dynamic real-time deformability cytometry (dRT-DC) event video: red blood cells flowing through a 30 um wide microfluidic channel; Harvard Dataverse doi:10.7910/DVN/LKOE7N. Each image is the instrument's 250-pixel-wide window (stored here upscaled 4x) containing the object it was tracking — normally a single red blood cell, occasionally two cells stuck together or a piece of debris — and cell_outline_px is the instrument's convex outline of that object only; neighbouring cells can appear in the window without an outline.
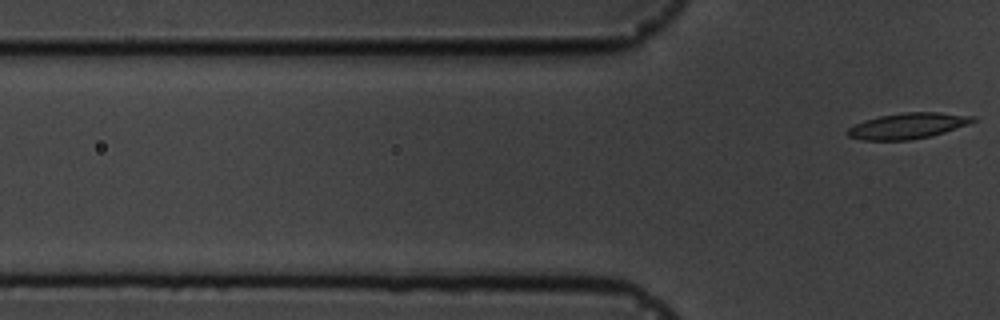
{"species": "common noctule bat (a hibernating species)", "species_latin": "Nyctalus noctula", "temperature_condition": "cold", "stored_images_in_passage": 6, "camera_frame_rate_fps": 3000, "um_per_image_px": 0.085, "animal": {"sex": "male", "body_mass_g": 19.5, "forearm_length_mm": 54.6}, "frame": {"image": 1, "passage_image": 6, "time_ms": 6.667, "image_size_px": [1000, 320], "cell_outline_px": [[976, 120], [968, 124], [944, 132], [928, 136], [908, 140], [860, 140], [848, 136], [844, 132], [848, 128], [864, 120], [880, 116], [904, 112], [940, 112], [976, 116]], "centroid_in_image_um": [77.13, 10.69], "position_along_channel_um": 48.7, "area_um2": 18.79}}